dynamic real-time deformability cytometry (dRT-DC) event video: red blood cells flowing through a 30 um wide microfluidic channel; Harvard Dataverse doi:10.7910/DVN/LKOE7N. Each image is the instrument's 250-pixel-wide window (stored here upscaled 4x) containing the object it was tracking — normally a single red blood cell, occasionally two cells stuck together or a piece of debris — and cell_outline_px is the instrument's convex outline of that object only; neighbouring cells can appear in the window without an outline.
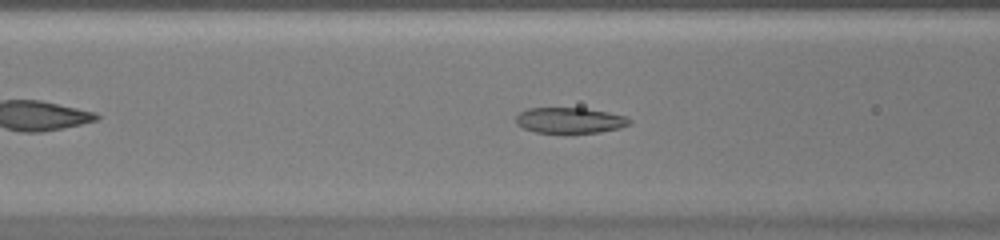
{"species": "common noctule bat (a hibernating species)", "species_latin": "Nyctalus noctula", "temperature_condition": "warm", "stored_images_in_passage": 39, "camera_frame_rate_fps": 3000, "um_per_image_px": 0.085, "animal": {"sex": "female", "body_mass_g": 20.0, "forearm_length_mm": 54.0}, "frame": {"image": 1, "passage_image": 12, "time_ms": 3.667, "image_size_px": [1000, 240], "cell_outline_px": [[632, 124], [620, 128], [600, 132], [536, 132], [524, 128], [516, 124], [516, 116], [520, 112], [528, 108], [584, 108], [608, 112], [624, 116], [632, 120]], "centroid_in_image_um": [48.46, 10.22], "position_along_channel_um": 118.1, "area_um2": 16.88}}
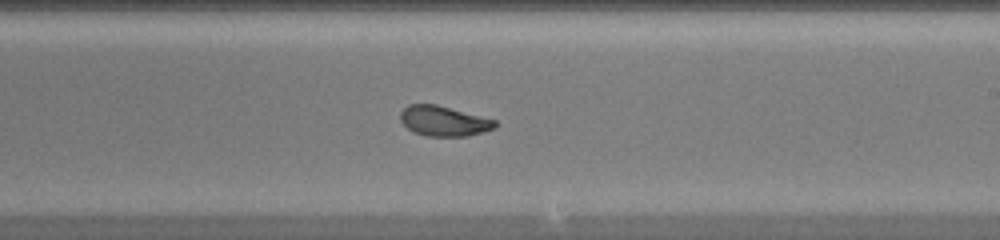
{"frame": {"image": 2, "passage_image": 21, "time_ms": 6.667, "image_size_px": [1000, 240], "cell_outline_px": [[496, 128], [468, 136], [428, 136], [416, 132], [408, 128], [400, 120], [400, 112], [408, 104], [436, 104], [496, 120]], "centroid_in_image_um": [37.72, 10.28], "position_along_channel_um": 251.3, "area_um2": 16.47}}
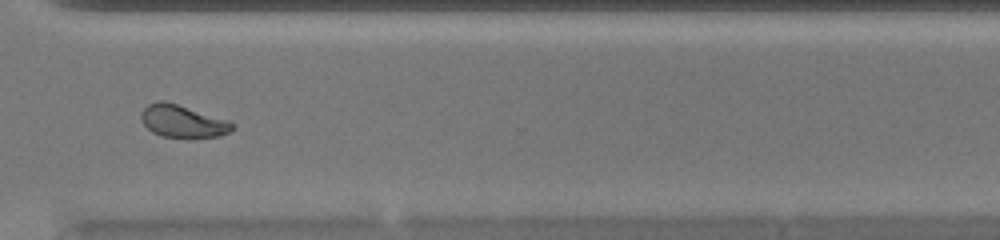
{"frame": {"image": 3, "passage_image": 28, "time_ms": 9.0, "image_size_px": [1000, 240], "cell_outline_px": [[236, 128], [220, 136], [160, 136], [152, 132], [144, 124], [140, 116], [140, 112], [148, 104], [160, 100], [164, 100], [228, 120]], "centroid_in_image_um": [15.49, 10.28], "position_along_channel_um": 355.1, "area_um2": 16.82}}